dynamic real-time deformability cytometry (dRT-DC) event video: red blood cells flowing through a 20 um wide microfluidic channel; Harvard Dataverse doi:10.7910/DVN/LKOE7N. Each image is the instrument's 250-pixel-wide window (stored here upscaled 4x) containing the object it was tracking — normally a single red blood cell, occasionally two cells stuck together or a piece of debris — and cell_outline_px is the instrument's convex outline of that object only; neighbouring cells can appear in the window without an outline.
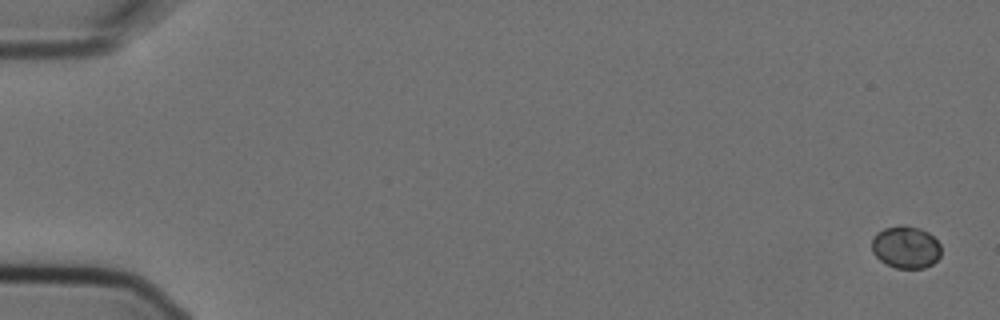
{"species": "Egyptian fruit bat (a non-hibernating species)", "species_latin": "Rousettus aegyptiacus", "temperature_condition": "cold", "stored_images_in_passage": 7, "segment_of_instrument_passage": [1, 2], "camera_frame_rate_fps": 3000, "um_per_image_px": 0.085, "animal": {"sex": "female"}, "frame": {"image": 1, "passage_image": 1, "time_ms": 0.0, "image_size_px": [1000, 320], "cell_outline_px": [[940, 256], [932, 264], [924, 268], [896, 268], [880, 260], [872, 252], [872, 240], [876, 232], [884, 228], [900, 224], [904, 224], [920, 228], [928, 232], [940, 244]], "centroid_in_image_um": [76.98, 20.99], "position_along_channel_um": 8.0, "area_um2": 17.17}}
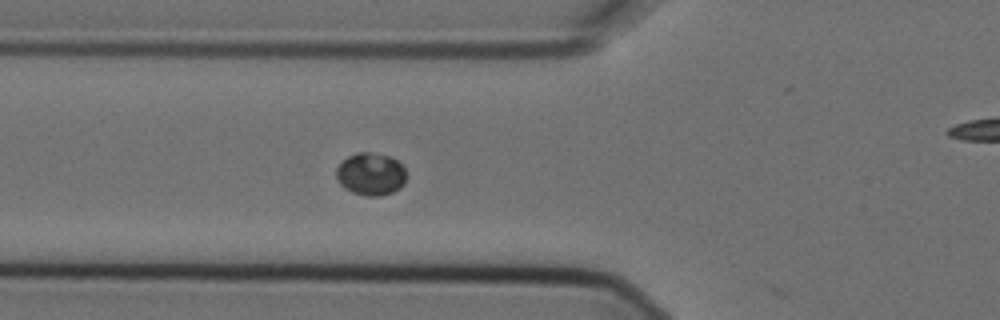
{"frame": {"image": 2, "passage_image": 6, "time_ms": 1.667, "image_size_px": [1000, 320], "cell_outline_px": [[408, 176], [404, 184], [400, 188], [392, 192], [380, 196], [364, 196], [352, 192], [344, 188], [336, 180], [336, 168], [348, 156], [356, 152], [368, 152], [392, 156], [404, 168]], "centroid_in_image_um": [31.52, 14.8], "position_along_channel_um": 94.3, "area_um2": 17.63}}